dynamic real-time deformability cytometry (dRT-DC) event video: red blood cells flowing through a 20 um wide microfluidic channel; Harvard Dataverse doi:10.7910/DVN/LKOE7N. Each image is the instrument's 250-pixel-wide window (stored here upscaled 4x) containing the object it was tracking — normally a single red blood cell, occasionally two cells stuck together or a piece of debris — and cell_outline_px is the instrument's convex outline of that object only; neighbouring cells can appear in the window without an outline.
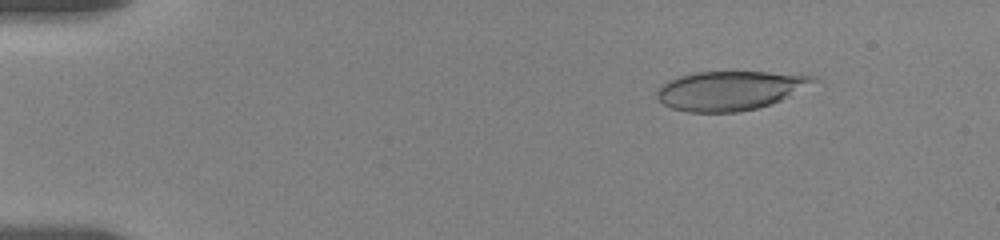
{"species": "human", "species_latin": "Homo sapiens", "temperature_condition": "room temperature", "stored_images_in_passage": 54, "camera_frame_rate_fps": 3000, "um_per_image_px": 0.085, "donor": {"sex": "female"}, "frame": {"image": 1, "passage_image": 6, "time_ms": 2.0, "image_size_px": [1000, 240], "cell_outline_px": [[820, 80], [772, 104], [756, 108], [736, 112], [688, 112], [672, 108], [664, 104], [656, 96], [656, 92], [660, 84], [668, 80], [680, 76], [696, 72], [768, 72], [816, 76]], "centroid_in_image_um": [62.02, 7.69], "position_along_channel_um": 23.0, "area_um2": 35.55}}
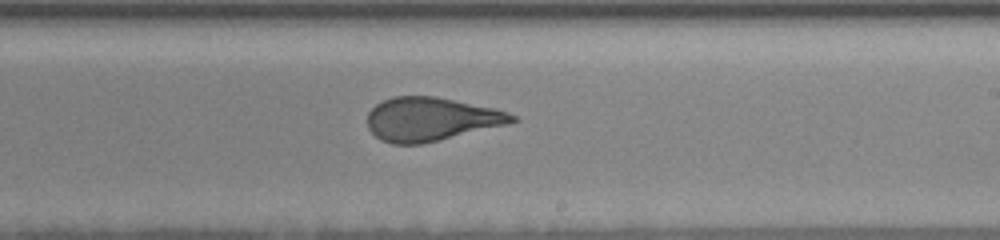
{"frame": {"image": 2, "passage_image": 31, "time_ms": 11.0, "image_size_px": [1000, 240], "cell_outline_px": [[520, 120], [508, 124], [440, 140], [420, 144], [392, 144], [380, 140], [368, 128], [368, 112], [376, 104], [392, 96], [436, 96], [496, 108], [508, 112], [516, 116]], "centroid_in_image_um": [36.65, 10.12], "position_along_channel_um": 252.3, "area_um2": 36.93}}
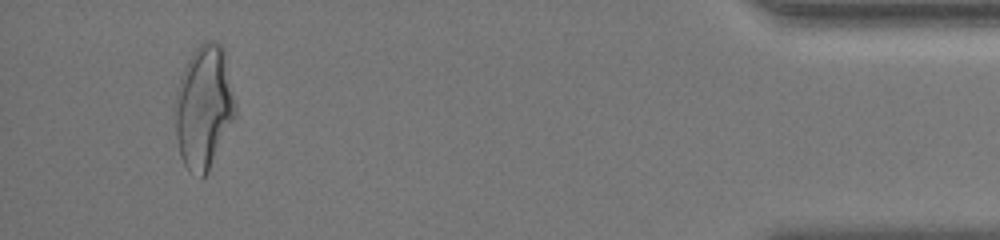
{"frame": {"image": 3, "passage_image": 53, "time_ms": 17.333, "image_size_px": [1000, 240], "cell_outline_px": [[236, 112], [208, 172], [200, 180], [188, 172], [180, 156], [176, 140], [176, 100], [180, 76], [188, 60], [196, 48], [204, 40], [212, 40], [220, 44], [224, 48], [236, 104]], "centroid_in_image_um": [17.32, 9.12], "position_along_channel_um": 417.9, "area_um2": 43.12}, "authors_computed_cell_mechanics": {"area_um2": 37.1365, "velocity_mm_per_s": 3.5639, "shape_relaxation_time_tau1_ms": 5.564, "shape_relaxation_time_tau2_ms": 0.7438, "deformation_change_tau1": 0.1726, "deformation_change_tau2": 0.0691}}